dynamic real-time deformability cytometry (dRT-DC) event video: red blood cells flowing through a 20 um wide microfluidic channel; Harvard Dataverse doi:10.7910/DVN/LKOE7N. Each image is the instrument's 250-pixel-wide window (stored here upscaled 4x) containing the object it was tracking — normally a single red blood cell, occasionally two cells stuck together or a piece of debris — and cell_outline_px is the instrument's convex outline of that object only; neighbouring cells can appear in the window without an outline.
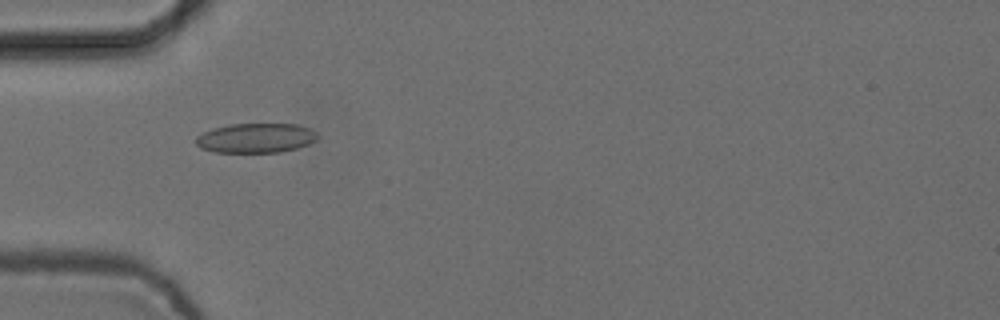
{"species": "common noctule bat (a hibernating species)", "species_latin": "Nyctalus noctula", "temperature_condition": "cold", "stored_images_in_passage": 8, "camera_frame_rate_fps": 3000, "um_per_image_px": 0.085, "animal": {"sex": "female", "body_mass_g": 24.6, "forearm_length_mm": 56.2}, "frame": {"image": 1, "passage_image": 6, "time_ms": 1.667, "image_size_px": [1000, 320], "cell_outline_px": [[320, 136], [316, 140], [308, 144], [296, 148], [280, 152], [216, 152], [200, 148], [196, 144], [196, 136], [212, 128], [228, 124], [296, 124], [312, 128]], "centroid_in_image_um": [21.76, 11.72], "position_along_channel_um": 63.2, "area_um2": 21.1}}
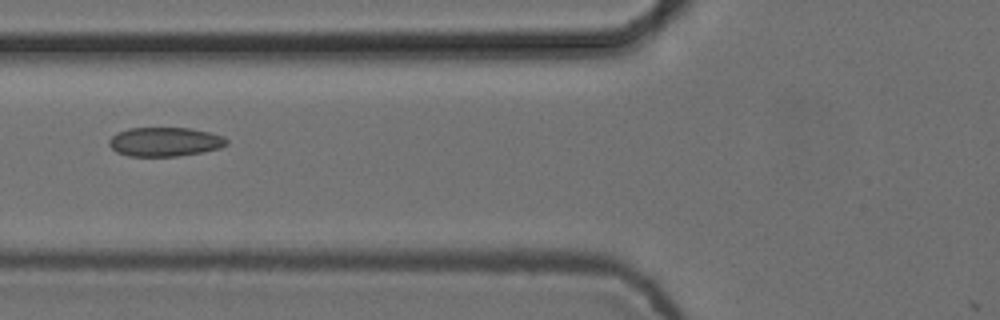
{"frame": {"image": 2, "passage_image": 7, "time_ms": 2.0, "image_size_px": [1000, 320], "cell_outline_px": [[228, 144], [220, 148], [200, 152], [176, 156], [128, 156], [116, 152], [108, 144], [108, 140], [112, 136], [128, 128], [188, 128], [208, 132], [224, 136], [228, 140]], "centroid_in_image_um": [14.01, 12.05], "position_along_channel_um": 111.8, "area_um2": 19.83}}
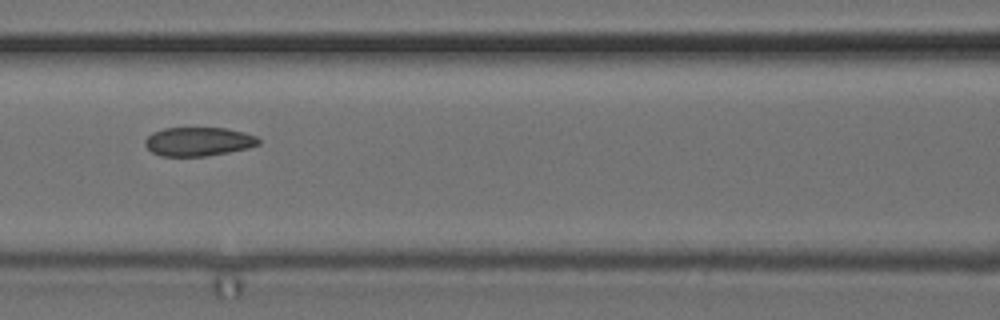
{"frame": {"image": 3, "passage_image": 8, "time_ms": 2.333, "image_size_px": [1000, 320], "cell_outline_px": [[260, 144], [248, 148], [228, 152], [204, 156], [160, 156], [152, 152], [144, 144], [144, 140], [152, 132], [164, 128], [228, 128], [244, 132], [256, 136], [260, 140]], "centroid_in_image_um": [16.86, 12.03], "position_along_channel_um": 149.7, "area_um2": 19.13}}